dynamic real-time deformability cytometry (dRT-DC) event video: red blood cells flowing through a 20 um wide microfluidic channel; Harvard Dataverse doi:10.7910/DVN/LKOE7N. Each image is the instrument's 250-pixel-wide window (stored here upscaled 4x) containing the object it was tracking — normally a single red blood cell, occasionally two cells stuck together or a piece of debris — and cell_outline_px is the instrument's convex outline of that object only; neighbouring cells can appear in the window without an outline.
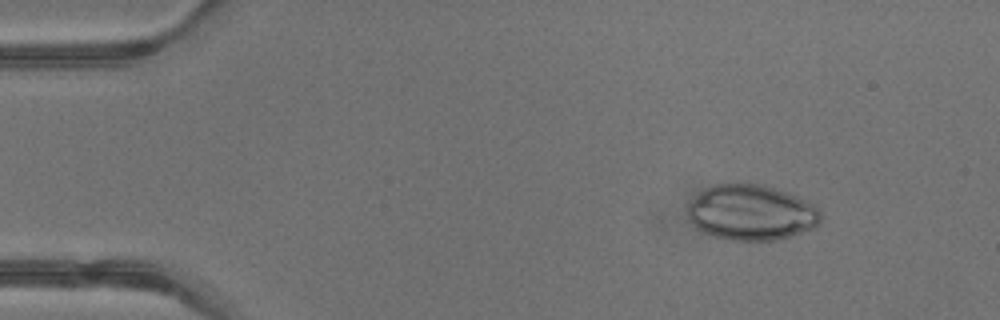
{"species": "common noctule bat (a hibernating species)", "species_latin": "Nyctalus noctula", "temperature_condition": "warm", "stored_images_in_passage": 42, "camera_frame_rate_fps": 3000, "um_per_image_px": 0.085, "animal": {"sex": "male", "body_mass_g": 13.3}, "frame": {"image": 1, "passage_image": 6, "time_ms": 1.667, "image_size_px": [1000, 320], "cell_outline_px": [[820, 224], [812, 228], [776, 240], [732, 240], [716, 236], [704, 232], [696, 228], [688, 220], [688, 204], [704, 188], [712, 184], [736, 180], [740, 180], [764, 184], [776, 188], [796, 196], [812, 204], [820, 212]], "centroid_in_image_um": [63.8, 18.01], "position_along_channel_um": 21.2, "area_um2": 43.52}}
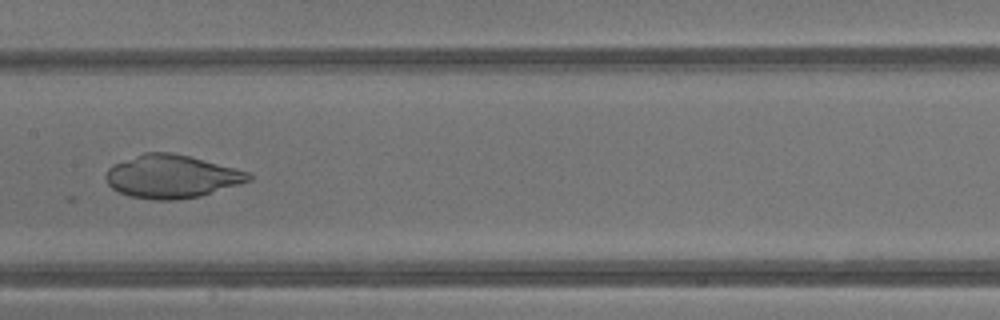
{"frame": {"image": 2, "passage_image": 22, "time_ms": 7.0, "image_size_px": [1000, 320], "cell_outline_px": [[252, 180], [200, 196], [176, 200], [156, 200], [132, 196], [120, 192], [112, 188], [108, 184], [104, 176], [108, 168], [112, 164], [144, 152], [172, 152], [188, 156], [248, 172], [252, 176]], "centroid_in_image_um": [14.54, 15.0], "position_along_channel_um": 192.9, "area_um2": 35.6}}
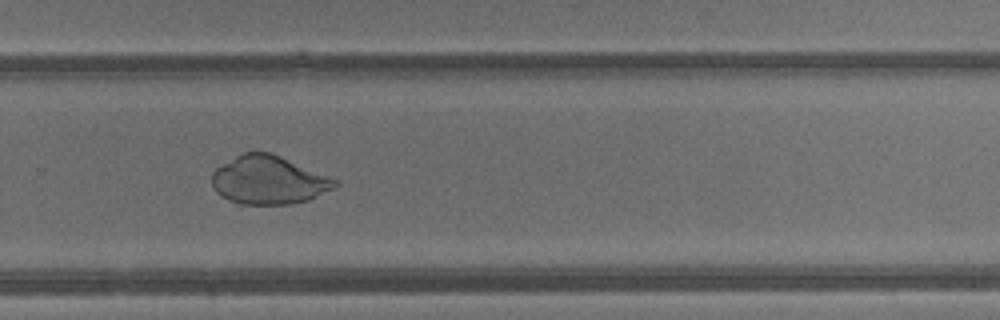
{"frame": {"image": 3, "passage_image": 29, "time_ms": 9.333, "image_size_px": [1000, 320], "cell_outline_px": [[340, 184], [336, 188], [308, 200], [288, 204], [236, 204], [220, 196], [212, 188], [212, 172], [216, 168], [236, 156], [244, 152], [272, 152], [328, 176], [336, 180]], "centroid_in_image_um": [22.82, 15.32], "position_along_channel_um": 307.0, "area_um2": 34.8}}